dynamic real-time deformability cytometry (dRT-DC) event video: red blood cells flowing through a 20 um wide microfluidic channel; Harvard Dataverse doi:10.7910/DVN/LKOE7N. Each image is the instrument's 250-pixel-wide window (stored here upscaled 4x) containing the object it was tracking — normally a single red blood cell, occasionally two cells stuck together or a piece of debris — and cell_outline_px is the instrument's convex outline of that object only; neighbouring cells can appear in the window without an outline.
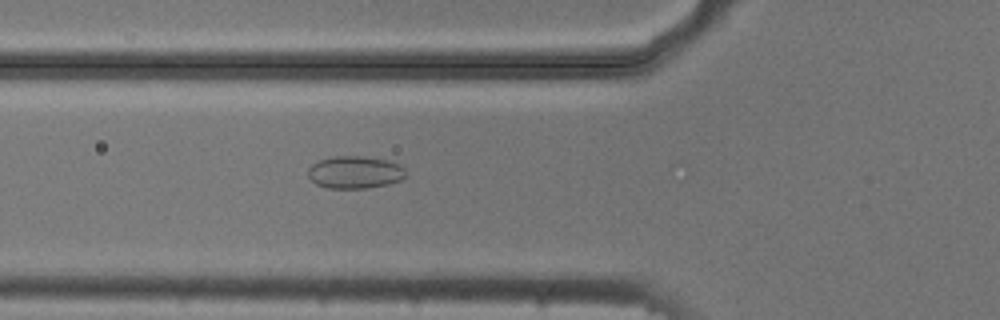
{"species": "common noctule bat (a hibernating species)", "species_latin": "Nyctalus noctula", "temperature_condition": "cold", "stored_images_in_passage": 12, "camera_frame_rate_fps": 3000, "um_per_image_px": 0.085, "animal": {"sex": "male", "body_mass_g": 20.5, "forearm_length_mm": 52.5}, "frame": {"image": 1, "passage_image": 5, "time_ms": 1.333, "image_size_px": [1000, 320], "cell_outline_px": [[404, 176], [400, 180], [388, 184], [368, 188], [328, 188], [316, 184], [308, 176], [308, 168], [312, 164], [320, 160], [332, 156], [364, 156], [384, 160], [400, 164], [404, 168]], "centroid_in_image_um": [30.14, 14.64], "position_along_channel_um": 95.7, "area_um2": 18.38}}
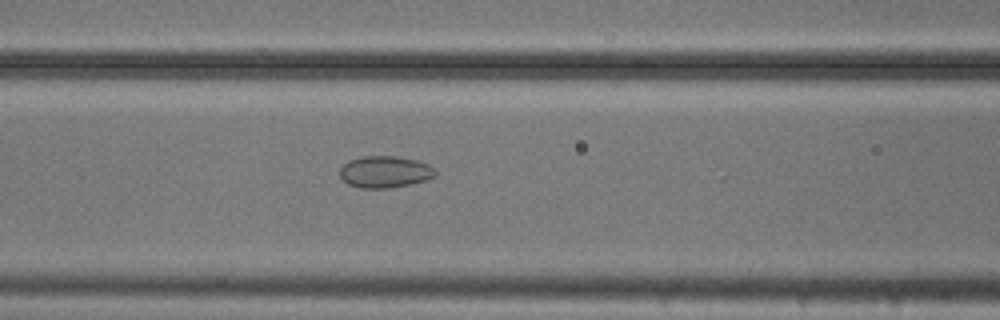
{"frame": {"image": 2, "passage_image": 8, "time_ms": 2.333, "image_size_px": [1000, 320], "cell_outline_px": [[436, 176], [424, 180], [408, 184], [388, 188], [360, 188], [348, 184], [340, 176], [340, 168], [348, 160], [364, 156], [396, 156], [416, 160], [428, 164], [436, 168]], "centroid_in_image_um": [32.72, 14.6], "position_along_channel_um": 133.9, "area_um2": 17.63}}
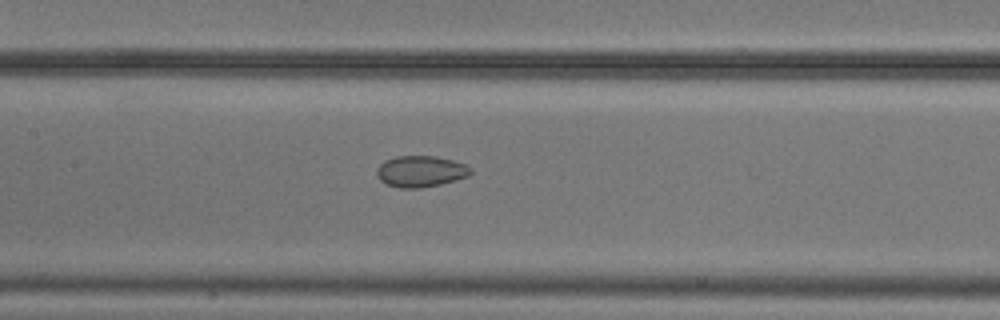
{"frame": {"image": 3, "passage_image": 11, "time_ms": 3.333, "image_size_px": [1000, 320], "cell_outline_px": [[472, 172], [468, 176], [456, 180], [440, 184], [420, 188], [400, 188], [384, 184], [376, 176], [376, 168], [384, 160], [396, 156], [436, 156], [468, 164], [472, 168]], "centroid_in_image_um": [35.74, 14.56], "position_along_channel_um": 171.7, "area_um2": 17.4}}